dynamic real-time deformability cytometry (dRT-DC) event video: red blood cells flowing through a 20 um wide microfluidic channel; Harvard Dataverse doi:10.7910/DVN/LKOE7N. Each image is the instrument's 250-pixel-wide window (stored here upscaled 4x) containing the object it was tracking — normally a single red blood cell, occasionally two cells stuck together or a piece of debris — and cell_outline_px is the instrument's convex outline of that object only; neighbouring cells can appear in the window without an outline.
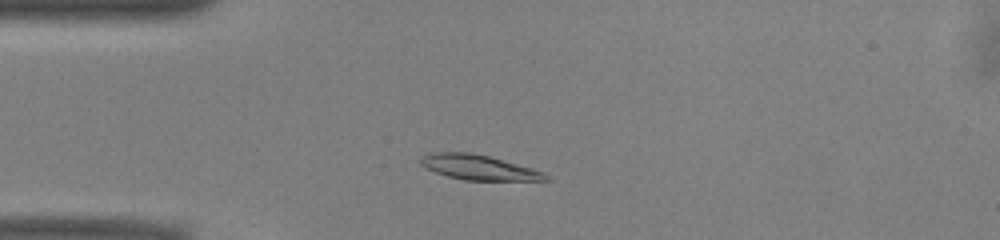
{"species": "common noctule bat (a hibernating species)", "species_latin": "Nyctalus noctula", "temperature_condition": "warm", "stored_images_in_passage": 45, "camera_frame_rate_fps": 3000, "um_per_image_px": 0.085, "animal": {"sex": "male", "body_mass_g": 13.0, "forearm_length_mm": 53.1}, "frame": {"image": 1, "passage_image": 6, "time_ms": 1.667, "image_size_px": [1000, 240], "cell_outline_px": [[552, 180], [464, 180], [448, 176], [424, 168], [420, 164], [420, 160], [424, 156], [432, 152], [468, 152], [488, 156], [532, 168], [544, 172]], "centroid_in_image_um": [40.68, 14.23], "position_along_channel_um": 44.3, "area_um2": 17.98}}
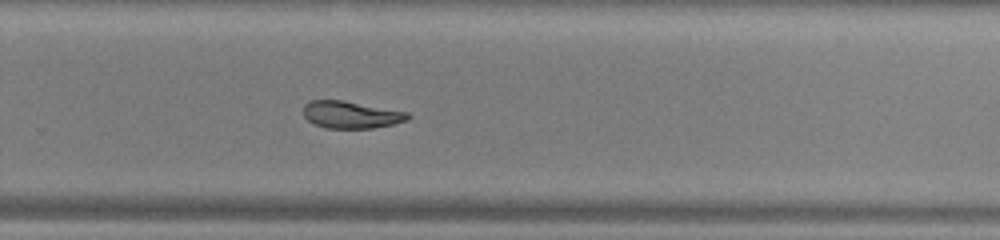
{"frame": {"image": 2, "passage_image": 27, "time_ms": 8.667, "image_size_px": [1000, 240], "cell_outline_px": [[412, 116], [408, 120], [392, 124], [372, 128], [328, 128], [316, 124], [308, 120], [304, 116], [304, 104], [312, 100], [340, 100], [408, 112]], "centroid_in_image_um": [29.85, 9.75], "position_along_channel_um": 299.9, "area_um2": 16.3}}
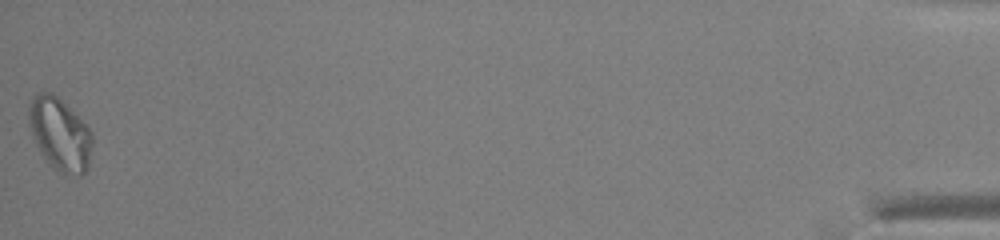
{"frame": {"image": 3, "passage_image": 45, "time_ms": 14.667, "image_size_px": [1000, 240], "cell_outline_px": [[92, 144], [88, 168], [80, 176], [64, 176], [52, 168], [48, 164], [40, 152], [36, 144], [28, 124], [28, 104], [32, 96], [36, 92], [52, 92], [92, 132]], "centroid_in_image_um": [5.05, 11.45], "position_along_channel_um": 430.1, "area_um2": 27.05}, "authors_computed_cell_mechanics": {"area_um2": 17.9758, "velocity_mm_per_s": 3.9066, "shape_relaxation_time_tau1_ms": 4.8827, "shape_relaxation_time_tau2_ms": null, "deformation_change_tau1": 0.1527, "deformation_change_tau2": null}}